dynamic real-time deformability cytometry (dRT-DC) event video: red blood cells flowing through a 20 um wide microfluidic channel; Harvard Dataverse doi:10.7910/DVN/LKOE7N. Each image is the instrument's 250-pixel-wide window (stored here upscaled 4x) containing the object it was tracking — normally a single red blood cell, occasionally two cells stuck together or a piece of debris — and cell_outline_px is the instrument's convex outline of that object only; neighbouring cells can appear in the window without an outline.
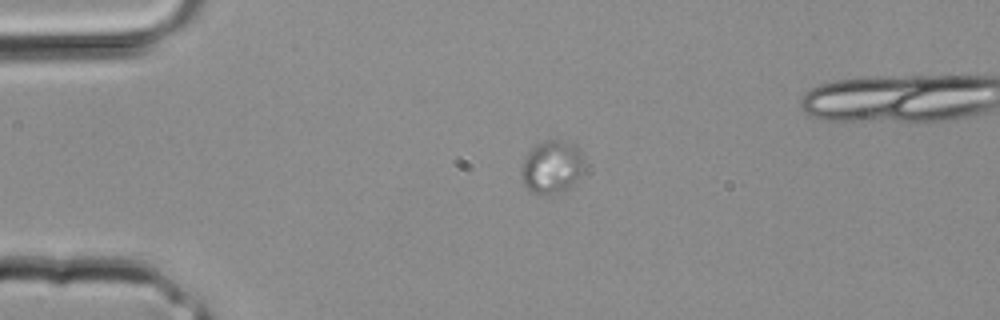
{"species": "common noctule bat (a hibernating species)", "species_latin": "Nyctalus noctula", "temperature_condition": "room temperature", "stored_images_in_passage": 3, "camera_frame_rate_fps": 3000, "um_per_image_px": 0.085, "animal": {"sex": "male", "body_mass_g": 20.4}, "frame": {"image": 1, "passage_image": 2, "time_ms": 0.333, "image_size_px": [1000, 320], "cell_outline_px": [[584, 168], [576, 184], [568, 188], [556, 192], [532, 192], [524, 184], [524, 156], [536, 144], [548, 136], [556, 136], [576, 144], [580, 152]], "centroid_in_image_um": [46.97, 14.07], "position_along_channel_um": 38.0, "area_um2": 19.42}}
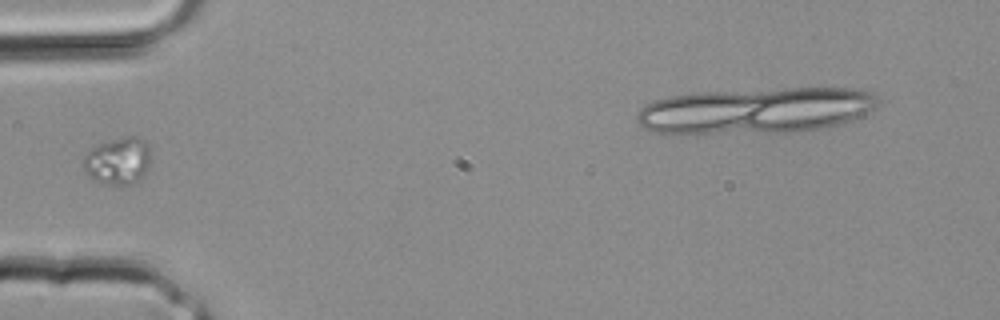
{"frame": {"image": 2, "passage_image": 3, "time_ms": 0.667, "image_size_px": [1000, 320], "cell_outline_px": [[152, 160], [148, 172], [140, 180], [132, 184], [108, 184], [96, 180], [88, 176], [84, 172], [84, 156], [92, 148], [100, 144], [124, 136], [136, 136], [144, 140], [148, 144]], "centroid_in_image_um": [10.1, 13.68], "position_along_channel_um": 74.9, "area_um2": 18.73}}